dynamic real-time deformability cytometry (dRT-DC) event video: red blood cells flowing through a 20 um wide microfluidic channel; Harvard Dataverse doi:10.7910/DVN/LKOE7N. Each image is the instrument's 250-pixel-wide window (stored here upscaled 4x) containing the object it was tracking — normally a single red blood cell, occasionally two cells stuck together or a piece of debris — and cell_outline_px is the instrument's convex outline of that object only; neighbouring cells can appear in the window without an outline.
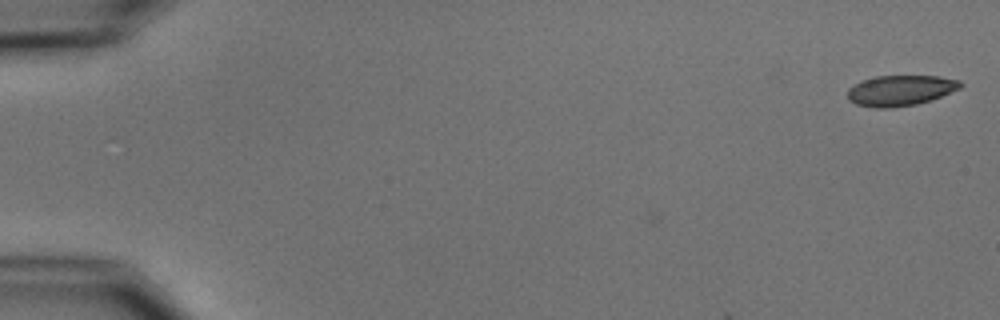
{"species": "common noctule bat (a hibernating species)", "species_latin": "Nyctalus noctula", "temperature_condition": "cold", "stored_images_in_passage": 7, "camera_frame_rate_fps": 3000, "um_per_image_px": 0.085, "animal": {"sex": "male", "body_mass_g": 15.6}, "frame": {"image": 1, "passage_image": 1, "time_ms": 0.0, "image_size_px": [1000, 320], "cell_outline_px": [[964, 84], [960, 88], [940, 96], [916, 104], [888, 108], [876, 108], [856, 104], [848, 100], [848, 88], [864, 80], [876, 76], [940, 76], [960, 80]], "centroid_in_image_um": [76.54, 7.68], "position_along_channel_um": 8.5, "area_um2": 19.88}}
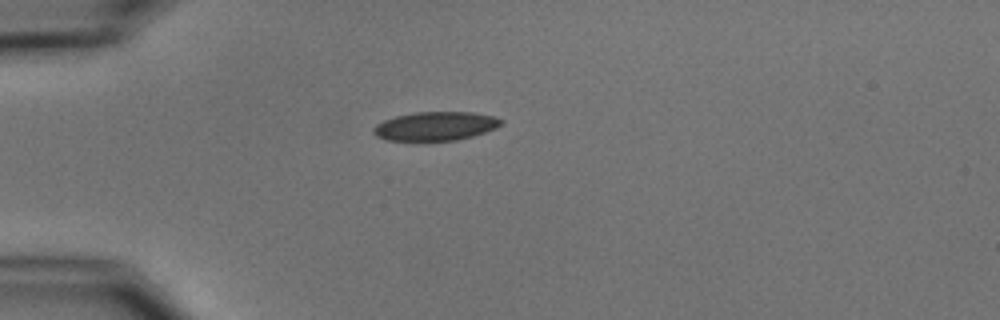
{"frame": {"image": 2, "passage_image": 5, "time_ms": 4.667, "image_size_px": [1000, 320], "cell_outline_px": [[504, 120], [496, 128], [472, 136], [456, 140], [384, 140], [376, 136], [372, 132], [372, 128], [376, 124], [384, 120], [396, 116], [416, 112], [472, 112], [492, 116]], "centroid_in_image_um": [36.98, 10.72], "position_along_channel_um": 48.0, "area_um2": 21.27}}